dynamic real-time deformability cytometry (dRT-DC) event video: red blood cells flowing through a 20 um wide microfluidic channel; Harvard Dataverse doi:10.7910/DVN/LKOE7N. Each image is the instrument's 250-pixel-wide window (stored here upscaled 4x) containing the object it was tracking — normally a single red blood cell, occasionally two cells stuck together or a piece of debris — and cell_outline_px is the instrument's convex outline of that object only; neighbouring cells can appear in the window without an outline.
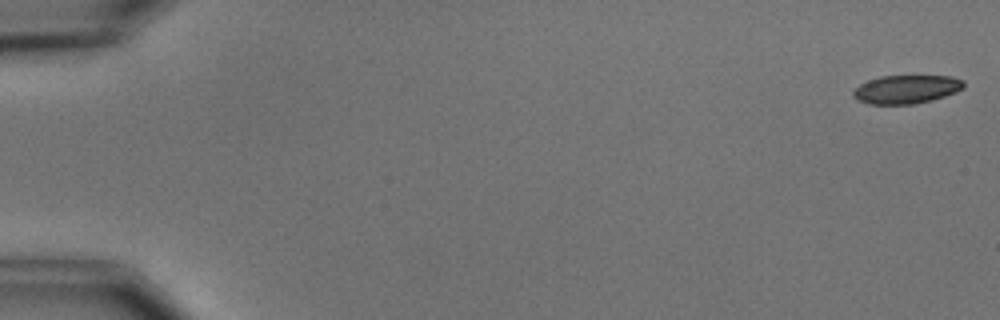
{"species": "common noctule bat (a hibernating species)", "species_latin": "Nyctalus noctula", "temperature_condition": "cold", "stored_images_in_passage": 10, "camera_frame_rate_fps": 3000, "um_per_image_px": 0.085, "animal": {"sex": "male", "body_mass_g": 15.6}, "frame": {"image": 1, "passage_image": 1, "time_ms": 0.0, "image_size_px": [1000, 320], "cell_outline_px": [[964, 88], [956, 92], [932, 100], [912, 104], [872, 104], [860, 100], [852, 96], [852, 92], [860, 84], [868, 80], [880, 76], [952, 76], [964, 80]], "centroid_in_image_um": [77.06, 7.58], "position_along_channel_um": 7.9, "area_um2": 18.26}}
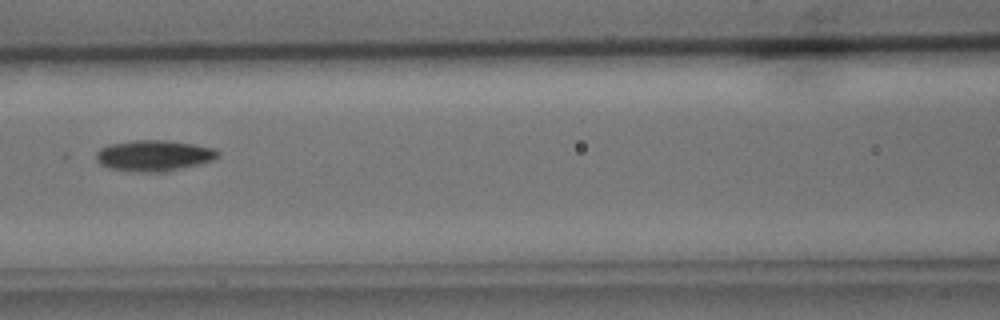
{"frame": {"image": 2, "passage_image": 7, "time_ms": 8.0, "image_size_px": [1000, 320], "cell_outline_px": [[220, 152], [212, 160], [164, 172], [140, 172], [108, 168], [100, 164], [96, 160], [96, 152], [100, 148], [108, 144], [136, 140], [168, 140], [216, 148]], "centroid_in_image_um": [13.04, 13.22], "position_along_channel_um": 153.6, "area_um2": 21.85}}
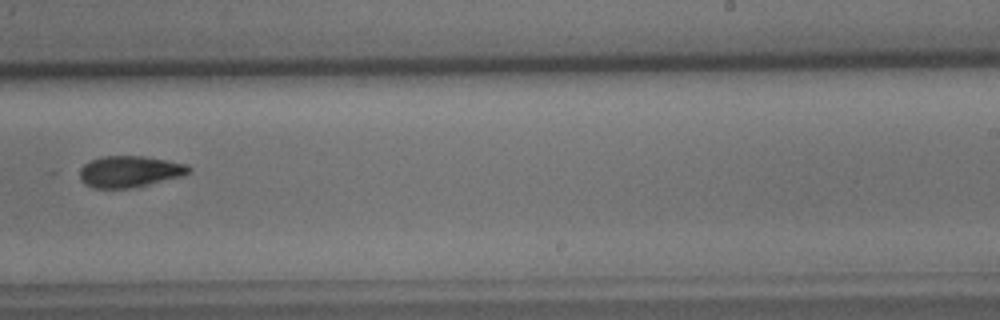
{"frame": {"image": 3, "passage_image": 10, "time_ms": 11.333, "image_size_px": [1000, 320], "cell_outline_px": [[192, 172], [180, 176], [148, 184], [128, 188], [92, 188], [84, 184], [80, 180], [80, 168], [88, 160], [100, 156], [144, 156], [188, 164], [192, 168]], "centroid_in_image_um": [10.99, 14.57], "position_along_channel_um": 278.0, "area_um2": 20.06}}